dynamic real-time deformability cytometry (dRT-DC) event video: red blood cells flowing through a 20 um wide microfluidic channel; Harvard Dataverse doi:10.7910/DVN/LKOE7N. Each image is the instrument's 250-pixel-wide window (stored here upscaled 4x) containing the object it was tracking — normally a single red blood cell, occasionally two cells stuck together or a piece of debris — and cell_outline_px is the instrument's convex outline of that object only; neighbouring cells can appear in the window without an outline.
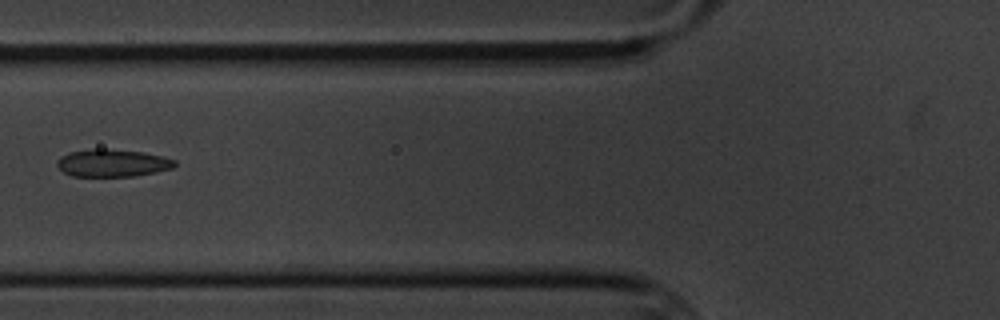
{"species": "common noctule bat (a hibernating species)", "species_latin": "Nyctalus noctula", "temperature_condition": "cold", "stored_images_in_passage": 10, "camera_frame_rate_fps": 3000, "um_per_image_px": 0.085, "animal": {"sex": "male", "body_mass_g": 20.1, "forearm_length_mm": 53.5}, "frame": {"image": 1, "passage_image": 6, "time_ms": 6.0, "image_size_px": [1000, 320], "cell_outline_px": [[176, 164], [172, 168], [156, 172], [136, 176], [72, 176], [64, 172], [56, 164], [56, 160], [60, 156], [68, 152], [96, 148], [104, 148], [144, 152], [164, 156], [176, 160]], "centroid_in_image_um": [9.56, 13.84], "position_along_channel_um": 116.2, "area_um2": 19.07}}
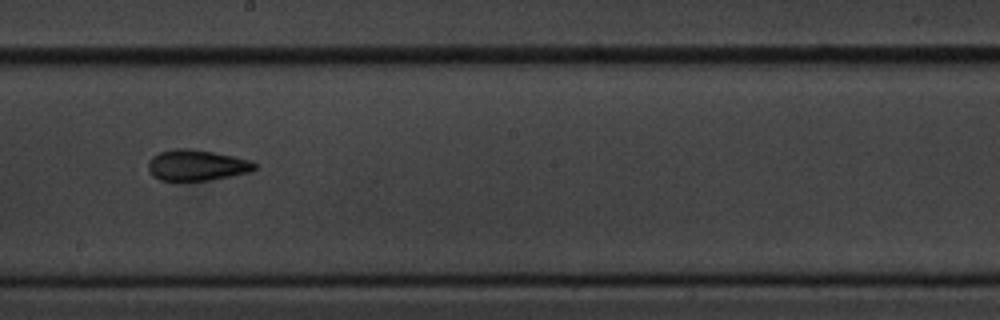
{"frame": {"image": 2, "passage_image": 9, "time_ms": 9.333, "image_size_px": [1000, 320], "cell_outline_px": [[256, 168], [252, 172], [212, 180], [160, 180], [152, 176], [148, 172], [148, 160], [152, 156], [160, 152], [176, 148], [188, 148], [212, 152], [252, 160], [256, 164]], "centroid_in_image_um": [16.72, 14.05], "position_along_channel_um": 231.5, "area_um2": 19.31}}
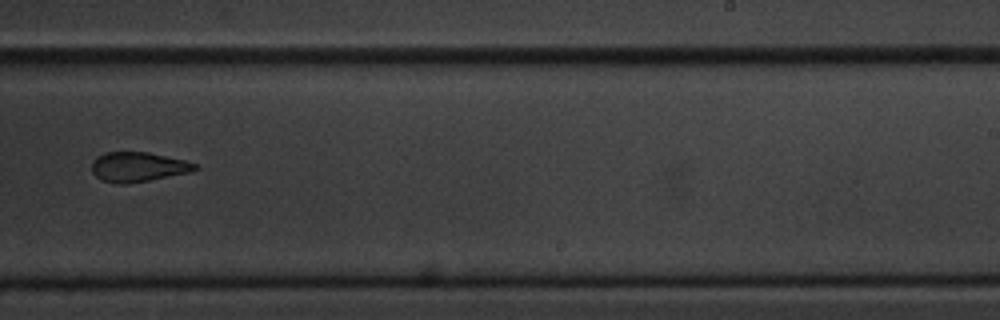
{"frame": {"image": 3, "passage_image": 10, "time_ms": 10.667, "image_size_px": [1000, 320], "cell_outline_px": [[200, 168], [192, 172], [148, 180], [124, 184], [120, 184], [100, 180], [92, 172], [92, 160], [96, 156], [104, 152], [148, 152], [184, 160], [196, 164]], "centroid_in_image_um": [11.72, 14.18], "position_along_channel_um": 277.3, "area_um2": 17.92}}